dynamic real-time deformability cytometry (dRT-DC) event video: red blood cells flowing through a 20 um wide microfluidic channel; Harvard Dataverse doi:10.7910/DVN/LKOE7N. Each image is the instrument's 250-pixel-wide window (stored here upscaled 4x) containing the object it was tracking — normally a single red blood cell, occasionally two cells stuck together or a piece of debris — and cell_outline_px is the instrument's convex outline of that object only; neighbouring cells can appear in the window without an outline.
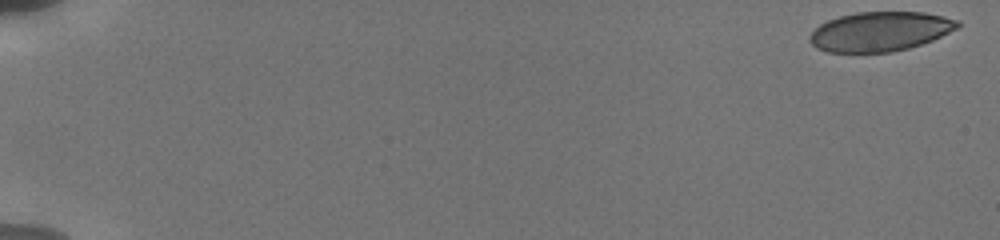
{"species": "human", "species_latin": "Homo sapiens", "temperature_condition": "cold", "stored_images_in_passage": 64, "camera_frame_rate_fps": 3000, "um_per_image_px": 0.085, "donor": {"sex": "male"}, "frame": {"image": 1, "passage_image": 1, "time_ms": 0.0, "image_size_px": [1000, 240], "cell_outline_px": [[960, 24], [956, 28], [932, 40], [908, 48], [892, 52], [828, 52], [816, 48], [808, 40], [808, 36], [820, 24], [828, 20], [840, 16], [856, 12], [924, 12], [960, 20]], "centroid_in_image_um": [74.77, 2.67], "position_along_channel_um": 10.2, "area_um2": 33.87}}
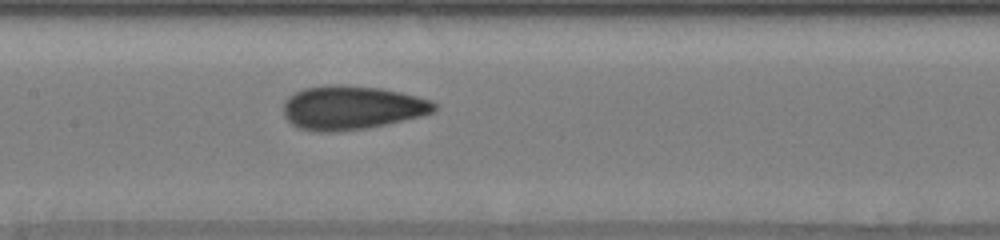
{"frame": {"image": 2, "passage_image": 34, "time_ms": 9.333, "image_size_px": [1000, 240], "cell_outline_px": [[436, 112], [424, 116], [388, 124], [368, 128], [332, 132], [316, 132], [300, 128], [292, 124], [284, 116], [284, 100], [288, 96], [304, 88], [332, 84], [380, 88], [400, 92], [432, 100], [436, 104]], "centroid_in_image_um": [29.93, 9.16], "position_along_channel_um": 177.5, "area_um2": 38.78}}
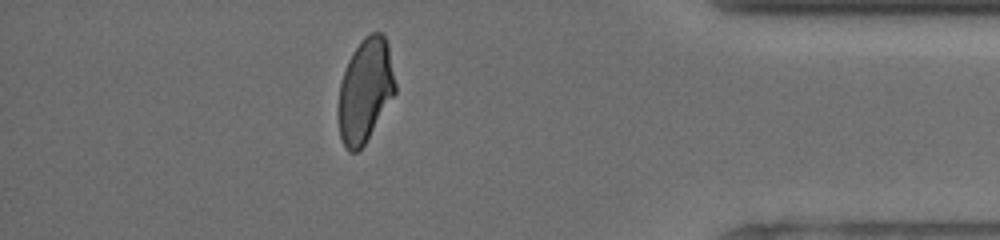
{"frame": {"image": 3, "passage_image": 55, "time_ms": 16.0, "image_size_px": [1000, 240], "cell_outline_px": [[396, 92], [364, 144], [356, 152], [348, 152], [344, 148], [340, 136], [336, 116], [336, 112], [340, 84], [348, 60], [352, 52], [364, 36], [372, 32], [380, 32], [384, 36], [388, 44], [396, 84]], "centroid_in_image_um": [31.01, 7.7], "position_along_channel_um": 404.2, "area_um2": 34.62}, "authors_computed_cell_mechanics": {"area_um2": 36.0961, "velocity_mm_per_s": 3.8254, "shape_relaxation_time_tau1_ms": 7.2925, "shape_relaxation_time_tau2_ms": 1.0853, "deformation_change_tau1": 0.1605, "deformation_change_tau2": 0.0655}}